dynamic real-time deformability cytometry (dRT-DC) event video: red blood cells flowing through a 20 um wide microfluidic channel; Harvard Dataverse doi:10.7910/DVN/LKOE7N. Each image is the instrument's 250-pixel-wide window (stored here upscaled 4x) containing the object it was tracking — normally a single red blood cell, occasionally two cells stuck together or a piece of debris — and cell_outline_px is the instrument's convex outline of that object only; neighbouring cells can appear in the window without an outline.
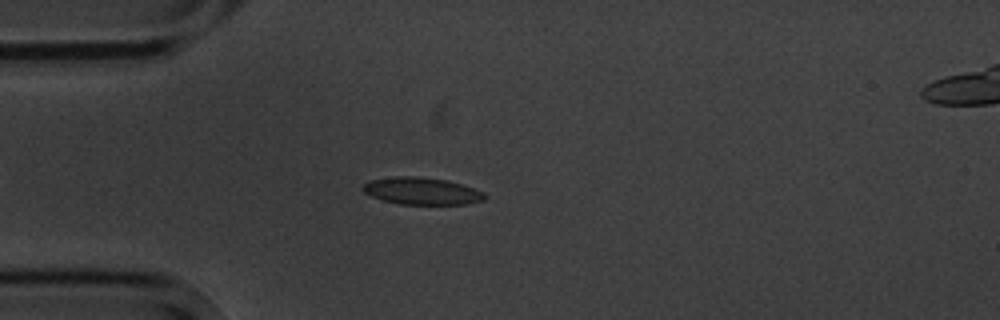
{"species": "common noctule bat (a hibernating species)", "species_latin": "Nyctalus noctula", "temperature_condition": "cold", "stored_images_in_passage": 4, "camera_frame_rate_fps": 3000, "um_per_image_px": 0.085, "animal": {"sex": "male", "body_mass_g": 20.1, "forearm_length_mm": 53.5}, "frame": {"image": 1, "passage_image": 4, "time_ms": 3.667, "image_size_px": [1000, 320], "cell_outline_px": [[488, 196], [484, 200], [464, 204], [400, 204], [384, 200], [372, 196], [364, 192], [360, 188], [364, 184], [372, 180], [396, 176], [416, 176], [448, 180], [484, 192]], "centroid_in_image_um": [35.86, 16.23], "position_along_channel_um": 49.1, "area_um2": 19.13}}